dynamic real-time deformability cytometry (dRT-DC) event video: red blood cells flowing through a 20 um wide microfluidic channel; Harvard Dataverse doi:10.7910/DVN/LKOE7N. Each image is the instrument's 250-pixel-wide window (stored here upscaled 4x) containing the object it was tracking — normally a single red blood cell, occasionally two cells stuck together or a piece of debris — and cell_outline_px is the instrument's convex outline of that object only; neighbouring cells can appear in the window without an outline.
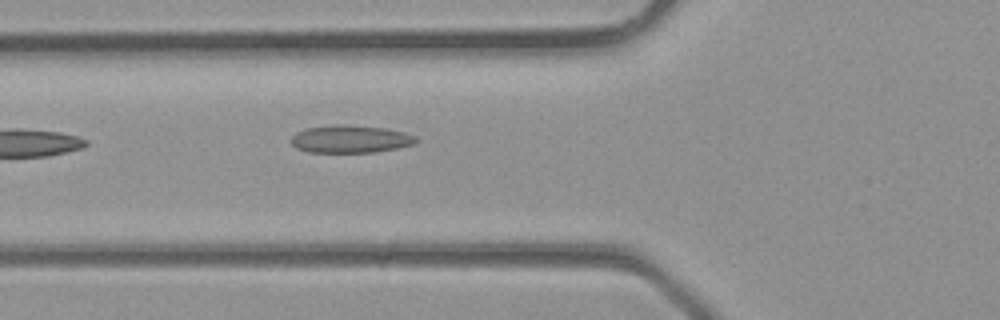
{"species": "common noctule bat (a hibernating species)", "species_latin": "Nyctalus noctula", "temperature_condition": "room temperature", "stored_images_in_passage": 4, "camera_frame_rate_fps": 3000, "um_per_image_px": 0.085, "animal": {"sex": "male", "body_mass_g": 23.1, "forearm_length_mm": 52.7}, "frame": {"image": 1, "passage_image": 3, "time_ms": 0.667, "image_size_px": [1000, 320], "cell_outline_px": [[416, 140], [412, 144], [396, 148], [376, 152], [308, 152], [296, 148], [292, 144], [292, 136], [296, 132], [308, 128], [340, 124], [384, 128], [404, 132], [416, 136]], "centroid_in_image_um": [29.76, 11.82], "position_along_channel_um": 96.0, "area_um2": 19.83}}